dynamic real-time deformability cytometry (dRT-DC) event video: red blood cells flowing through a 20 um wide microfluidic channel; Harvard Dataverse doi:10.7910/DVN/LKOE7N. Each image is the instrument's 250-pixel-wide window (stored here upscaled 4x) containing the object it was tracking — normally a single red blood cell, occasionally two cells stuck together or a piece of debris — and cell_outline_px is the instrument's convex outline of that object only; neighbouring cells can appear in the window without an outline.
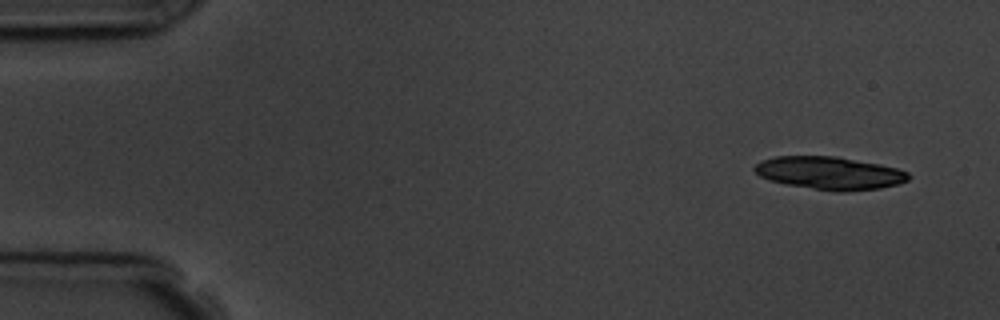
{"species": "common noctule bat (a hibernating species)", "species_latin": "Nyctalus noctula", "temperature_condition": "room temperature", "stored_images_in_passage": 4, "camera_frame_rate_fps": 3000, "um_per_image_px": 0.085, "animal": {"sex": "male", "body_mass_g": 19.5, "forearm_length_mm": 54.6}, "frame": {"image": 1, "passage_image": 1, "time_ms": 0.0, "image_size_px": [1000, 320], "cell_outline_px": [[912, 176], [908, 180], [896, 184], [880, 188], [840, 192], [788, 184], [768, 180], [760, 176], [752, 168], [756, 164], [764, 160], [776, 156], [836, 156], [880, 164], [896, 168], [908, 172]], "centroid_in_image_um": [70.53, 14.7], "position_along_channel_um": 14.5, "area_um2": 29.19}}